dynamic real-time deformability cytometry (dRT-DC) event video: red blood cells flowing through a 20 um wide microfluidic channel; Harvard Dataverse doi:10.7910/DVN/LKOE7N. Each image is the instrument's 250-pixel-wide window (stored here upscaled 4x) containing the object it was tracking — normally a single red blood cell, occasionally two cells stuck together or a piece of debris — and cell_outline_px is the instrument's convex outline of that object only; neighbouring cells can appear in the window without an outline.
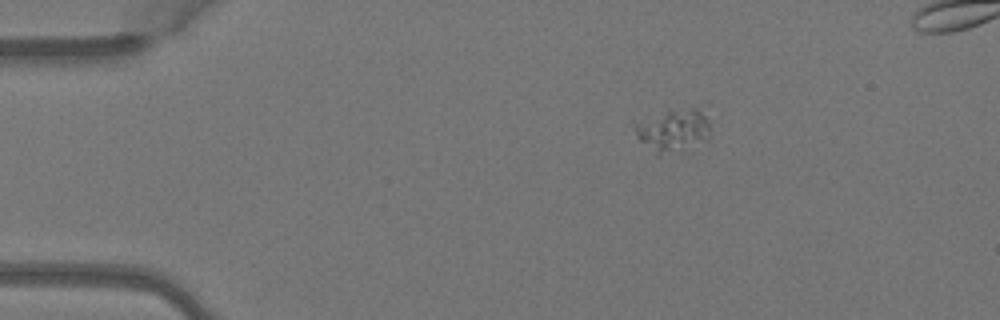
{"species": "Egyptian fruit bat (a non-hibernating species)", "species_latin": "Rousettus aegyptiacus", "temperature_condition": "warm", "stored_images_in_passage": 6, "segment_of_instrument_passage": [2, 2], "camera_frame_rate_fps": 3000, "um_per_image_px": 0.085, "animal": {"sex": "female"}, "frame": {"image": 1, "passage_image": 6, "time_ms": 1.667, "image_size_px": [1000, 320], "cell_outline_px": [[708, 140], [680, 152], [660, 156], [656, 156], [636, 136], [636, 124], [668, 112], [692, 108], [696, 108], [708, 120]], "centroid_in_image_um": [57.25, 11.18], "position_along_channel_um": 27.8, "area_um2": 18.03}}